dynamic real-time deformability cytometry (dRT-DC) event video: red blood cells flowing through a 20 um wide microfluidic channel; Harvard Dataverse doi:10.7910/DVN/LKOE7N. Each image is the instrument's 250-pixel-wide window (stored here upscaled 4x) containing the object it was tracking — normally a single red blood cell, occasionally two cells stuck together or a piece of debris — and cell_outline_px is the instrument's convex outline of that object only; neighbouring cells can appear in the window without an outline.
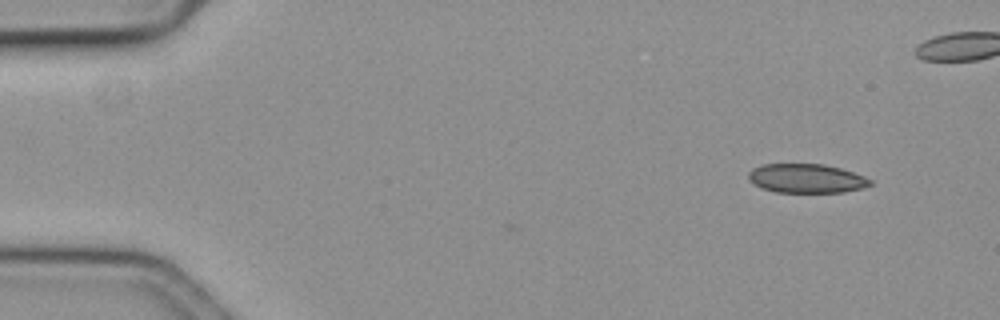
{"species": "common noctule bat (a hibernating species)", "species_latin": "Nyctalus noctula", "temperature_condition": "cold", "stored_images_in_passage": 2, "camera_frame_rate_fps": 3000, "um_per_image_px": 0.085, "animal": {"sex": "female", "body_mass_g": 19.3, "forearm_length_mm": 54.1}, "frame": {"image": 1, "passage_image": 2, "time_ms": 0.333, "image_size_px": [1000, 320], "cell_outline_px": [[872, 184], [860, 188], [844, 192], [776, 192], [760, 188], [748, 180], [748, 172], [752, 168], [764, 164], [824, 164], [840, 168], [864, 176], [872, 180]], "centroid_in_image_um": [68.5, 15.16], "position_along_channel_um": 16.5, "area_um2": 20.63}}